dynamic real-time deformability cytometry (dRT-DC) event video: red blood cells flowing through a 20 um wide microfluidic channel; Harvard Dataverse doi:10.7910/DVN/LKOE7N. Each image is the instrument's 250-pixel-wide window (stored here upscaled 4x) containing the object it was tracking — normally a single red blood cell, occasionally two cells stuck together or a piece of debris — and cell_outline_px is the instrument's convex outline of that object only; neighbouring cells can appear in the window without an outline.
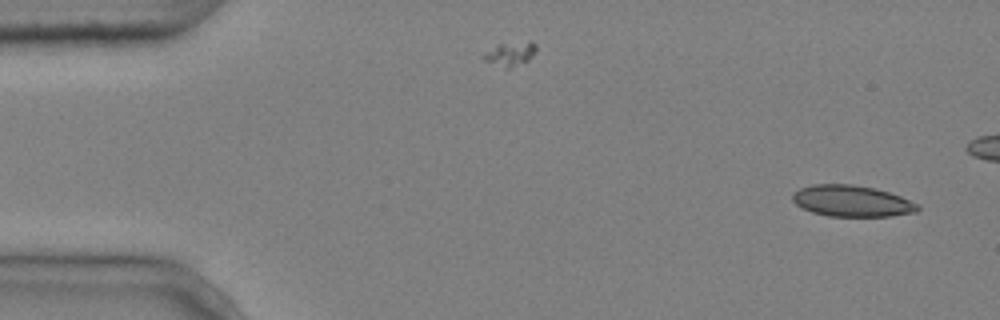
{"species": "common noctule bat (a hibernating species)", "species_latin": "Nyctalus noctula", "temperature_condition": "cold", "stored_images_in_passage": 5, "camera_frame_rate_fps": 3000, "um_per_image_px": 0.085, "animal": {"sex": "male", "body_mass_g": 20.4}, "frame": {"image": 1, "passage_image": 1, "time_ms": 0.0, "image_size_px": [1000, 320], "cell_outline_px": [[920, 208], [916, 212], [892, 216], [828, 216], [812, 212], [796, 204], [792, 200], [792, 192], [800, 188], [812, 184], [852, 184], [876, 188], [900, 196], [920, 204]], "centroid_in_image_um": [72.41, 17.08], "position_along_channel_um": 12.6, "area_um2": 22.95}}